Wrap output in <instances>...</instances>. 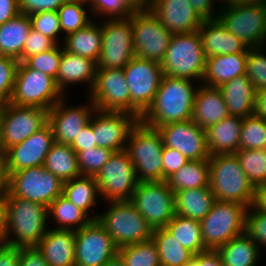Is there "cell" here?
<instances>
[{
  "label": "cell",
  "mask_w": 266,
  "mask_h": 266,
  "mask_svg": "<svg viewBox=\"0 0 266 266\" xmlns=\"http://www.w3.org/2000/svg\"><path fill=\"white\" fill-rule=\"evenodd\" d=\"M261 248L246 234L232 238L217 249L223 266H256Z\"/></svg>",
  "instance_id": "836d02e7"
},
{
  "label": "cell",
  "mask_w": 266,
  "mask_h": 266,
  "mask_svg": "<svg viewBox=\"0 0 266 266\" xmlns=\"http://www.w3.org/2000/svg\"><path fill=\"white\" fill-rule=\"evenodd\" d=\"M68 0H19L20 13L32 15L42 11H57Z\"/></svg>",
  "instance_id": "11a10c76"
},
{
  "label": "cell",
  "mask_w": 266,
  "mask_h": 266,
  "mask_svg": "<svg viewBox=\"0 0 266 266\" xmlns=\"http://www.w3.org/2000/svg\"><path fill=\"white\" fill-rule=\"evenodd\" d=\"M161 67L164 75L201 82L206 56L199 31L173 34Z\"/></svg>",
  "instance_id": "5b68a950"
},
{
  "label": "cell",
  "mask_w": 266,
  "mask_h": 266,
  "mask_svg": "<svg viewBox=\"0 0 266 266\" xmlns=\"http://www.w3.org/2000/svg\"><path fill=\"white\" fill-rule=\"evenodd\" d=\"M266 47H252L246 58V75L256 90L266 88ZM265 53V54H264Z\"/></svg>",
  "instance_id": "bcb514c9"
},
{
  "label": "cell",
  "mask_w": 266,
  "mask_h": 266,
  "mask_svg": "<svg viewBox=\"0 0 266 266\" xmlns=\"http://www.w3.org/2000/svg\"><path fill=\"white\" fill-rule=\"evenodd\" d=\"M20 14L19 0H0V25Z\"/></svg>",
  "instance_id": "6125c7cd"
},
{
  "label": "cell",
  "mask_w": 266,
  "mask_h": 266,
  "mask_svg": "<svg viewBox=\"0 0 266 266\" xmlns=\"http://www.w3.org/2000/svg\"><path fill=\"white\" fill-rule=\"evenodd\" d=\"M248 206L215 200L210 212L200 221L206 250H217L246 231Z\"/></svg>",
  "instance_id": "8992f818"
},
{
  "label": "cell",
  "mask_w": 266,
  "mask_h": 266,
  "mask_svg": "<svg viewBox=\"0 0 266 266\" xmlns=\"http://www.w3.org/2000/svg\"><path fill=\"white\" fill-rule=\"evenodd\" d=\"M7 192H0V235H3L6 221Z\"/></svg>",
  "instance_id": "003e7915"
},
{
  "label": "cell",
  "mask_w": 266,
  "mask_h": 266,
  "mask_svg": "<svg viewBox=\"0 0 266 266\" xmlns=\"http://www.w3.org/2000/svg\"><path fill=\"white\" fill-rule=\"evenodd\" d=\"M92 15L99 14L105 19L129 18L135 11L125 0H87Z\"/></svg>",
  "instance_id": "c3c4849f"
},
{
  "label": "cell",
  "mask_w": 266,
  "mask_h": 266,
  "mask_svg": "<svg viewBox=\"0 0 266 266\" xmlns=\"http://www.w3.org/2000/svg\"><path fill=\"white\" fill-rule=\"evenodd\" d=\"M103 266H125V263H124L123 259L120 257V255L117 254L115 257L110 259Z\"/></svg>",
  "instance_id": "2644e50d"
},
{
  "label": "cell",
  "mask_w": 266,
  "mask_h": 266,
  "mask_svg": "<svg viewBox=\"0 0 266 266\" xmlns=\"http://www.w3.org/2000/svg\"><path fill=\"white\" fill-rule=\"evenodd\" d=\"M3 243H4L3 235H0V247L2 246Z\"/></svg>",
  "instance_id": "8c879c8a"
},
{
  "label": "cell",
  "mask_w": 266,
  "mask_h": 266,
  "mask_svg": "<svg viewBox=\"0 0 266 266\" xmlns=\"http://www.w3.org/2000/svg\"><path fill=\"white\" fill-rule=\"evenodd\" d=\"M95 178L106 202L130 200L138 185L135 167L125 149L113 152Z\"/></svg>",
  "instance_id": "9a60e30c"
},
{
  "label": "cell",
  "mask_w": 266,
  "mask_h": 266,
  "mask_svg": "<svg viewBox=\"0 0 266 266\" xmlns=\"http://www.w3.org/2000/svg\"><path fill=\"white\" fill-rule=\"evenodd\" d=\"M32 29L29 15L18 14L0 25V55L19 59L25 41Z\"/></svg>",
  "instance_id": "1f68e13d"
},
{
  "label": "cell",
  "mask_w": 266,
  "mask_h": 266,
  "mask_svg": "<svg viewBox=\"0 0 266 266\" xmlns=\"http://www.w3.org/2000/svg\"><path fill=\"white\" fill-rule=\"evenodd\" d=\"M242 123V117L229 115L206 129L209 155L235 154L239 150Z\"/></svg>",
  "instance_id": "f1b7e54d"
},
{
  "label": "cell",
  "mask_w": 266,
  "mask_h": 266,
  "mask_svg": "<svg viewBox=\"0 0 266 266\" xmlns=\"http://www.w3.org/2000/svg\"><path fill=\"white\" fill-rule=\"evenodd\" d=\"M153 228H163L175 216V192L166 181L138 182L130 199Z\"/></svg>",
  "instance_id": "5bb4252c"
},
{
  "label": "cell",
  "mask_w": 266,
  "mask_h": 266,
  "mask_svg": "<svg viewBox=\"0 0 266 266\" xmlns=\"http://www.w3.org/2000/svg\"><path fill=\"white\" fill-rule=\"evenodd\" d=\"M43 167L63 183L81 176L77 153L70 145L54 143L45 157Z\"/></svg>",
  "instance_id": "d590c367"
},
{
  "label": "cell",
  "mask_w": 266,
  "mask_h": 266,
  "mask_svg": "<svg viewBox=\"0 0 266 266\" xmlns=\"http://www.w3.org/2000/svg\"><path fill=\"white\" fill-rule=\"evenodd\" d=\"M215 196L210 186L175 192L176 214L201 221L211 210Z\"/></svg>",
  "instance_id": "4dcf8cb0"
},
{
  "label": "cell",
  "mask_w": 266,
  "mask_h": 266,
  "mask_svg": "<svg viewBox=\"0 0 266 266\" xmlns=\"http://www.w3.org/2000/svg\"><path fill=\"white\" fill-rule=\"evenodd\" d=\"M48 218L53 217L58 225L55 229L79 230L92 219L63 195L58 196L47 208Z\"/></svg>",
  "instance_id": "f35d334b"
},
{
  "label": "cell",
  "mask_w": 266,
  "mask_h": 266,
  "mask_svg": "<svg viewBox=\"0 0 266 266\" xmlns=\"http://www.w3.org/2000/svg\"><path fill=\"white\" fill-rule=\"evenodd\" d=\"M139 120L134 114L95 109L92 114V129L96 146L114 152L124 150L129 134Z\"/></svg>",
  "instance_id": "d6986e66"
},
{
  "label": "cell",
  "mask_w": 266,
  "mask_h": 266,
  "mask_svg": "<svg viewBox=\"0 0 266 266\" xmlns=\"http://www.w3.org/2000/svg\"><path fill=\"white\" fill-rule=\"evenodd\" d=\"M134 11L149 10L152 0H125Z\"/></svg>",
  "instance_id": "a7ac6f4b"
},
{
  "label": "cell",
  "mask_w": 266,
  "mask_h": 266,
  "mask_svg": "<svg viewBox=\"0 0 266 266\" xmlns=\"http://www.w3.org/2000/svg\"><path fill=\"white\" fill-rule=\"evenodd\" d=\"M235 154L255 189L266 184V148L258 150L239 149Z\"/></svg>",
  "instance_id": "7bdbcfd3"
},
{
  "label": "cell",
  "mask_w": 266,
  "mask_h": 266,
  "mask_svg": "<svg viewBox=\"0 0 266 266\" xmlns=\"http://www.w3.org/2000/svg\"><path fill=\"white\" fill-rule=\"evenodd\" d=\"M209 174V186L216 200L248 207L254 203L256 189L243 171L236 154L210 156Z\"/></svg>",
  "instance_id": "3957f363"
},
{
  "label": "cell",
  "mask_w": 266,
  "mask_h": 266,
  "mask_svg": "<svg viewBox=\"0 0 266 266\" xmlns=\"http://www.w3.org/2000/svg\"><path fill=\"white\" fill-rule=\"evenodd\" d=\"M53 144L52 129L47 123L22 143L7 149L3 154L8 176L12 172L43 165L45 157Z\"/></svg>",
  "instance_id": "7402d4cb"
},
{
  "label": "cell",
  "mask_w": 266,
  "mask_h": 266,
  "mask_svg": "<svg viewBox=\"0 0 266 266\" xmlns=\"http://www.w3.org/2000/svg\"><path fill=\"white\" fill-rule=\"evenodd\" d=\"M64 98L48 111V124L52 129L54 143L70 145L89 123L96 107L90 99L88 105L67 107Z\"/></svg>",
  "instance_id": "44dd1931"
},
{
  "label": "cell",
  "mask_w": 266,
  "mask_h": 266,
  "mask_svg": "<svg viewBox=\"0 0 266 266\" xmlns=\"http://www.w3.org/2000/svg\"><path fill=\"white\" fill-rule=\"evenodd\" d=\"M102 50L97 69H123L135 57L130 18L101 23Z\"/></svg>",
  "instance_id": "2e32d148"
},
{
  "label": "cell",
  "mask_w": 266,
  "mask_h": 266,
  "mask_svg": "<svg viewBox=\"0 0 266 266\" xmlns=\"http://www.w3.org/2000/svg\"><path fill=\"white\" fill-rule=\"evenodd\" d=\"M89 97L98 110L130 113V91L123 69H97Z\"/></svg>",
  "instance_id": "ac0fdd59"
},
{
  "label": "cell",
  "mask_w": 266,
  "mask_h": 266,
  "mask_svg": "<svg viewBox=\"0 0 266 266\" xmlns=\"http://www.w3.org/2000/svg\"><path fill=\"white\" fill-rule=\"evenodd\" d=\"M32 23V29L40 32L42 35L49 37L56 44L58 34L61 32L60 22L57 11H42L29 15Z\"/></svg>",
  "instance_id": "f907efd6"
},
{
  "label": "cell",
  "mask_w": 266,
  "mask_h": 266,
  "mask_svg": "<svg viewBox=\"0 0 266 266\" xmlns=\"http://www.w3.org/2000/svg\"><path fill=\"white\" fill-rule=\"evenodd\" d=\"M125 266H161L157 247L152 240L128 244L118 248Z\"/></svg>",
  "instance_id": "60d3db41"
},
{
  "label": "cell",
  "mask_w": 266,
  "mask_h": 266,
  "mask_svg": "<svg viewBox=\"0 0 266 266\" xmlns=\"http://www.w3.org/2000/svg\"><path fill=\"white\" fill-rule=\"evenodd\" d=\"M96 73V61L70 53L62 48V56L55 81L63 94H65L64 91L67 89V85L78 83L89 84L88 90L90 93L94 85Z\"/></svg>",
  "instance_id": "4316f807"
},
{
  "label": "cell",
  "mask_w": 266,
  "mask_h": 266,
  "mask_svg": "<svg viewBox=\"0 0 266 266\" xmlns=\"http://www.w3.org/2000/svg\"><path fill=\"white\" fill-rule=\"evenodd\" d=\"M206 58L216 55L248 53L249 46L229 32L218 19L203 21L199 27Z\"/></svg>",
  "instance_id": "d4e9b609"
},
{
  "label": "cell",
  "mask_w": 266,
  "mask_h": 266,
  "mask_svg": "<svg viewBox=\"0 0 266 266\" xmlns=\"http://www.w3.org/2000/svg\"><path fill=\"white\" fill-rule=\"evenodd\" d=\"M61 56L62 48H60L59 44H57L51 50L29 57L25 63L30 68L47 74L56 80Z\"/></svg>",
  "instance_id": "7dc6e473"
},
{
  "label": "cell",
  "mask_w": 266,
  "mask_h": 266,
  "mask_svg": "<svg viewBox=\"0 0 266 266\" xmlns=\"http://www.w3.org/2000/svg\"><path fill=\"white\" fill-rule=\"evenodd\" d=\"M163 181L178 171L189 160L177 149L164 146L162 150Z\"/></svg>",
  "instance_id": "db71d44e"
},
{
  "label": "cell",
  "mask_w": 266,
  "mask_h": 266,
  "mask_svg": "<svg viewBox=\"0 0 266 266\" xmlns=\"http://www.w3.org/2000/svg\"><path fill=\"white\" fill-rule=\"evenodd\" d=\"M129 18L136 57L161 63L173 33L161 24L151 9L135 11Z\"/></svg>",
  "instance_id": "4fadbf2b"
},
{
  "label": "cell",
  "mask_w": 266,
  "mask_h": 266,
  "mask_svg": "<svg viewBox=\"0 0 266 266\" xmlns=\"http://www.w3.org/2000/svg\"><path fill=\"white\" fill-rule=\"evenodd\" d=\"M62 195L83 210L92 220H97L98 214L92 216L89 214V211L95 207L98 196L100 197L95 177L81 175L64 182Z\"/></svg>",
  "instance_id": "e575fe53"
},
{
  "label": "cell",
  "mask_w": 266,
  "mask_h": 266,
  "mask_svg": "<svg viewBox=\"0 0 266 266\" xmlns=\"http://www.w3.org/2000/svg\"><path fill=\"white\" fill-rule=\"evenodd\" d=\"M63 191V182L43 165L12 172L8 177V192L13 197L49 207Z\"/></svg>",
  "instance_id": "7c38bea8"
},
{
  "label": "cell",
  "mask_w": 266,
  "mask_h": 266,
  "mask_svg": "<svg viewBox=\"0 0 266 266\" xmlns=\"http://www.w3.org/2000/svg\"><path fill=\"white\" fill-rule=\"evenodd\" d=\"M47 221V207L13 197L7 191L4 243L20 248L35 247L49 229Z\"/></svg>",
  "instance_id": "7a4b0ae2"
},
{
  "label": "cell",
  "mask_w": 266,
  "mask_h": 266,
  "mask_svg": "<svg viewBox=\"0 0 266 266\" xmlns=\"http://www.w3.org/2000/svg\"><path fill=\"white\" fill-rule=\"evenodd\" d=\"M8 173L4 154L0 156V192L8 191Z\"/></svg>",
  "instance_id": "03108f58"
},
{
  "label": "cell",
  "mask_w": 266,
  "mask_h": 266,
  "mask_svg": "<svg viewBox=\"0 0 266 266\" xmlns=\"http://www.w3.org/2000/svg\"><path fill=\"white\" fill-rule=\"evenodd\" d=\"M230 115L245 118L254 114L256 88L247 75H240L218 87Z\"/></svg>",
  "instance_id": "83f0119b"
},
{
  "label": "cell",
  "mask_w": 266,
  "mask_h": 266,
  "mask_svg": "<svg viewBox=\"0 0 266 266\" xmlns=\"http://www.w3.org/2000/svg\"><path fill=\"white\" fill-rule=\"evenodd\" d=\"M254 114L266 119V88L256 90Z\"/></svg>",
  "instance_id": "be15d7a7"
},
{
  "label": "cell",
  "mask_w": 266,
  "mask_h": 266,
  "mask_svg": "<svg viewBox=\"0 0 266 266\" xmlns=\"http://www.w3.org/2000/svg\"><path fill=\"white\" fill-rule=\"evenodd\" d=\"M150 9L173 34L198 31L203 23L189 0H152Z\"/></svg>",
  "instance_id": "603a6c76"
},
{
  "label": "cell",
  "mask_w": 266,
  "mask_h": 266,
  "mask_svg": "<svg viewBox=\"0 0 266 266\" xmlns=\"http://www.w3.org/2000/svg\"><path fill=\"white\" fill-rule=\"evenodd\" d=\"M70 146L76 153L81 150L96 147L95 137L92 129V116L89 123H87L81 132L76 136Z\"/></svg>",
  "instance_id": "9f6ffc18"
},
{
  "label": "cell",
  "mask_w": 266,
  "mask_h": 266,
  "mask_svg": "<svg viewBox=\"0 0 266 266\" xmlns=\"http://www.w3.org/2000/svg\"><path fill=\"white\" fill-rule=\"evenodd\" d=\"M18 64V59L0 55V105L11 98Z\"/></svg>",
  "instance_id": "681fc988"
},
{
  "label": "cell",
  "mask_w": 266,
  "mask_h": 266,
  "mask_svg": "<svg viewBox=\"0 0 266 266\" xmlns=\"http://www.w3.org/2000/svg\"><path fill=\"white\" fill-rule=\"evenodd\" d=\"M163 148L158 130L139 120L131 130L125 148L138 182L163 181Z\"/></svg>",
  "instance_id": "277c9868"
},
{
  "label": "cell",
  "mask_w": 266,
  "mask_h": 266,
  "mask_svg": "<svg viewBox=\"0 0 266 266\" xmlns=\"http://www.w3.org/2000/svg\"><path fill=\"white\" fill-rule=\"evenodd\" d=\"M85 4H88L87 0H68L57 10L61 34L64 32V37L85 28L92 22L83 8Z\"/></svg>",
  "instance_id": "b9f144b4"
},
{
  "label": "cell",
  "mask_w": 266,
  "mask_h": 266,
  "mask_svg": "<svg viewBox=\"0 0 266 266\" xmlns=\"http://www.w3.org/2000/svg\"><path fill=\"white\" fill-rule=\"evenodd\" d=\"M248 53L216 55L206 58V67L202 79L203 85L220 87L233 78L246 74Z\"/></svg>",
  "instance_id": "f546056e"
},
{
  "label": "cell",
  "mask_w": 266,
  "mask_h": 266,
  "mask_svg": "<svg viewBox=\"0 0 266 266\" xmlns=\"http://www.w3.org/2000/svg\"><path fill=\"white\" fill-rule=\"evenodd\" d=\"M161 135L163 146L177 149L189 161L209 159L206 130L192 119L170 123L156 128Z\"/></svg>",
  "instance_id": "ffe728a7"
},
{
  "label": "cell",
  "mask_w": 266,
  "mask_h": 266,
  "mask_svg": "<svg viewBox=\"0 0 266 266\" xmlns=\"http://www.w3.org/2000/svg\"><path fill=\"white\" fill-rule=\"evenodd\" d=\"M1 155H3V152H2V150H1V148H0V156H1Z\"/></svg>",
  "instance_id": "753ad0ef"
},
{
  "label": "cell",
  "mask_w": 266,
  "mask_h": 266,
  "mask_svg": "<svg viewBox=\"0 0 266 266\" xmlns=\"http://www.w3.org/2000/svg\"><path fill=\"white\" fill-rule=\"evenodd\" d=\"M185 266H223V264L217 250H206L194 254L193 259Z\"/></svg>",
  "instance_id": "680465c9"
},
{
  "label": "cell",
  "mask_w": 266,
  "mask_h": 266,
  "mask_svg": "<svg viewBox=\"0 0 266 266\" xmlns=\"http://www.w3.org/2000/svg\"><path fill=\"white\" fill-rule=\"evenodd\" d=\"M56 45L57 44L49 37L31 29L25 41L22 56L18 60L19 62H25L29 57L51 50Z\"/></svg>",
  "instance_id": "f5cc1de1"
},
{
  "label": "cell",
  "mask_w": 266,
  "mask_h": 266,
  "mask_svg": "<svg viewBox=\"0 0 266 266\" xmlns=\"http://www.w3.org/2000/svg\"><path fill=\"white\" fill-rule=\"evenodd\" d=\"M76 231L48 229L35 246L49 266H75Z\"/></svg>",
  "instance_id": "cb8c5ba5"
},
{
  "label": "cell",
  "mask_w": 266,
  "mask_h": 266,
  "mask_svg": "<svg viewBox=\"0 0 266 266\" xmlns=\"http://www.w3.org/2000/svg\"><path fill=\"white\" fill-rule=\"evenodd\" d=\"M152 240L157 247L161 266H185L194 257V253L183 247L165 227L153 229Z\"/></svg>",
  "instance_id": "74e56055"
},
{
  "label": "cell",
  "mask_w": 266,
  "mask_h": 266,
  "mask_svg": "<svg viewBox=\"0 0 266 266\" xmlns=\"http://www.w3.org/2000/svg\"><path fill=\"white\" fill-rule=\"evenodd\" d=\"M63 97L53 77L19 62L10 103L49 111Z\"/></svg>",
  "instance_id": "ba28073f"
},
{
  "label": "cell",
  "mask_w": 266,
  "mask_h": 266,
  "mask_svg": "<svg viewBox=\"0 0 266 266\" xmlns=\"http://www.w3.org/2000/svg\"><path fill=\"white\" fill-rule=\"evenodd\" d=\"M118 254V247L98 220L76 230L75 266H103Z\"/></svg>",
  "instance_id": "e0dca14e"
},
{
  "label": "cell",
  "mask_w": 266,
  "mask_h": 266,
  "mask_svg": "<svg viewBox=\"0 0 266 266\" xmlns=\"http://www.w3.org/2000/svg\"><path fill=\"white\" fill-rule=\"evenodd\" d=\"M165 228L183 247L194 254L206 251L200 221L175 214Z\"/></svg>",
  "instance_id": "ab89813d"
},
{
  "label": "cell",
  "mask_w": 266,
  "mask_h": 266,
  "mask_svg": "<svg viewBox=\"0 0 266 266\" xmlns=\"http://www.w3.org/2000/svg\"><path fill=\"white\" fill-rule=\"evenodd\" d=\"M113 152L111 149L97 146L79 151L77 160L81 175L96 177Z\"/></svg>",
  "instance_id": "f6af8a7d"
},
{
  "label": "cell",
  "mask_w": 266,
  "mask_h": 266,
  "mask_svg": "<svg viewBox=\"0 0 266 266\" xmlns=\"http://www.w3.org/2000/svg\"><path fill=\"white\" fill-rule=\"evenodd\" d=\"M253 205L258 210L266 213V184L256 188Z\"/></svg>",
  "instance_id": "e7e4bbea"
},
{
  "label": "cell",
  "mask_w": 266,
  "mask_h": 266,
  "mask_svg": "<svg viewBox=\"0 0 266 266\" xmlns=\"http://www.w3.org/2000/svg\"><path fill=\"white\" fill-rule=\"evenodd\" d=\"M229 115L221 90L201 83L194 97L191 119L206 130Z\"/></svg>",
  "instance_id": "484cf974"
},
{
  "label": "cell",
  "mask_w": 266,
  "mask_h": 266,
  "mask_svg": "<svg viewBox=\"0 0 266 266\" xmlns=\"http://www.w3.org/2000/svg\"><path fill=\"white\" fill-rule=\"evenodd\" d=\"M63 40L62 46L66 51L98 62L102 50L101 24L92 21Z\"/></svg>",
  "instance_id": "d6a6232c"
},
{
  "label": "cell",
  "mask_w": 266,
  "mask_h": 266,
  "mask_svg": "<svg viewBox=\"0 0 266 266\" xmlns=\"http://www.w3.org/2000/svg\"><path fill=\"white\" fill-rule=\"evenodd\" d=\"M48 123V110L18 106L10 102L0 105V148L4 153L22 143Z\"/></svg>",
  "instance_id": "8fae6325"
},
{
  "label": "cell",
  "mask_w": 266,
  "mask_h": 266,
  "mask_svg": "<svg viewBox=\"0 0 266 266\" xmlns=\"http://www.w3.org/2000/svg\"><path fill=\"white\" fill-rule=\"evenodd\" d=\"M123 72L130 91V114L140 119L152 104L164 76L161 63L135 56Z\"/></svg>",
  "instance_id": "30bf717a"
},
{
  "label": "cell",
  "mask_w": 266,
  "mask_h": 266,
  "mask_svg": "<svg viewBox=\"0 0 266 266\" xmlns=\"http://www.w3.org/2000/svg\"><path fill=\"white\" fill-rule=\"evenodd\" d=\"M19 266H49L36 247H19Z\"/></svg>",
  "instance_id": "6f0895ef"
},
{
  "label": "cell",
  "mask_w": 266,
  "mask_h": 266,
  "mask_svg": "<svg viewBox=\"0 0 266 266\" xmlns=\"http://www.w3.org/2000/svg\"><path fill=\"white\" fill-rule=\"evenodd\" d=\"M0 266H19V247L3 243L0 247Z\"/></svg>",
  "instance_id": "94428289"
},
{
  "label": "cell",
  "mask_w": 266,
  "mask_h": 266,
  "mask_svg": "<svg viewBox=\"0 0 266 266\" xmlns=\"http://www.w3.org/2000/svg\"><path fill=\"white\" fill-rule=\"evenodd\" d=\"M266 0H217L223 7L263 2Z\"/></svg>",
  "instance_id": "89a4df30"
},
{
  "label": "cell",
  "mask_w": 266,
  "mask_h": 266,
  "mask_svg": "<svg viewBox=\"0 0 266 266\" xmlns=\"http://www.w3.org/2000/svg\"><path fill=\"white\" fill-rule=\"evenodd\" d=\"M107 203H109L108 210L98 214L97 220L118 248L152 238L153 228L130 200Z\"/></svg>",
  "instance_id": "52a82bcc"
},
{
  "label": "cell",
  "mask_w": 266,
  "mask_h": 266,
  "mask_svg": "<svg viewBox=\"0 0 266 266\" xmlns=\"http://www.w3.org/2000/svg\"><path fill=\"white\" fill-rule=\"evenodd\" d=\"M195 83L189 79L164 75L152 104L141 116L140 121L149 127L158 128L190 120L194 97L199 86L195 87Z\"/></svg>",
  "instance_id": "6da1fadb"
},
{
  "label": "cell",
  "mask_w": 266,
  "mask_h": 266,
  "mask_svg": "<svg viewBox=\"0 0 266 266\" xmlns=\"http://www.w3.org/2000/svg\"><path fill=\"white\" fill-rule=\"evenodd\" d=\"M245 232L260 248L266 247V213L253 204L247 210Z\"/></svg>",
  "instance_id": "816d5d0a"
},
{
  "label": "cell",
  "mask_w": 266,
  "mask_h": 266,
  "mask_svg": "<svg viewBox=\"0 0 266 266\" xmlns=\"http://www.w3.org/2000/svg\"><path fill=\"white\" fill-rule=\"evenodd\" d=\"M189 2L193 5L195 12L203 21L218 18V12L215 13L216 7H214L216 6L214 2L217 3V0H189Z\"/></svg>",
  "instance_id": "91938a15"
},
{
  "label": "cell",
  "mask_w": 266,
  "mask_h": 266,
  "mask_svg": "<svg viewBox=\"0 0 266 266\" xmlns=\"http://www.w3.org/2000/svg\"><path fill=\"white\" fill-rule=\"evenodd\" d=\"M218 7L217 19L229 32L250 48L266 46V1Z\"/></svg>",
  "instance_id": "9c48e42d"
},
{
  "label": "cell",
  "mask_w": 266,
  "mask_h": 266,
  "mask_svg": "<svg viewBox=\"0 0 266 266\" xmlns=\"http://www.w3.org/2000/svg\"><path fill=\"white\" fill-rule=\"evenodd\" d=\"M266 148V119L255 114L243 118L239 149Z\"/></svg>",
  "instance_id": "ee69618b"
},
{
  "label": "cell",
  "mask_w": 266,
  "mask_h": 266,
  "mask_svg": "<svg viewBox=\"0 0 266 266\" xmlns=\"http://www.w3.org/2000/svg\"><path fill=\"white\" fill-rule=\"evenodd\" d=\"M209 159L191 160L166 179L170 188L176 192L209 186Z\"/></svg>",
  "instance_id": "8d00e7d4"
}]
</instances>
